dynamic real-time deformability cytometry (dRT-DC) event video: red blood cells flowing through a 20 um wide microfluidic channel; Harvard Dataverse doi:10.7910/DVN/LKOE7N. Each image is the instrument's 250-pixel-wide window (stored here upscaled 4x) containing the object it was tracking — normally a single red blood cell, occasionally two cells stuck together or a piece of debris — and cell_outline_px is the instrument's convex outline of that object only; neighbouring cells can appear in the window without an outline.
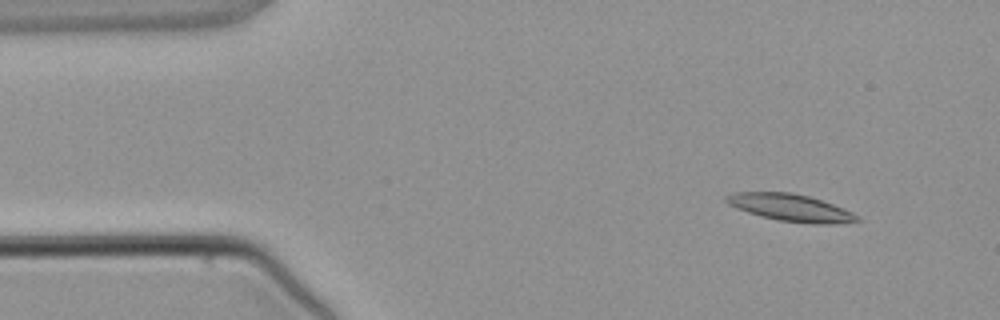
{"species": "common noctule bat (a hibernating species)", "species_latin": "Nyctalus noctula", "temperature_condition": "warm", "stored_images_in_passage": 4, "camera_frame_rate_fps": 3000, "um_per_image_px": 0.085, "animal": {"sex": "male", "body_mass_g": 21.5, "forearm_length_mm": 52.0}, "frame": {"image": 1, "passage_image": 2, "time_ms": 1.333, "image_size_px": [1000, 320], "cell_outline_px": [[860, 220], [836, 224], [812, 224], [776, 220], [760, 216], [736, 208], [728, 204], [724, 200], [724, 196], [732, 192], [788, 192], [808, 196], [844, 208], [860, 216]], "centroid_in_image_um": [67.18, 17.66], "position_along_channel_um": 17.8, "area_um2": 20.81}}
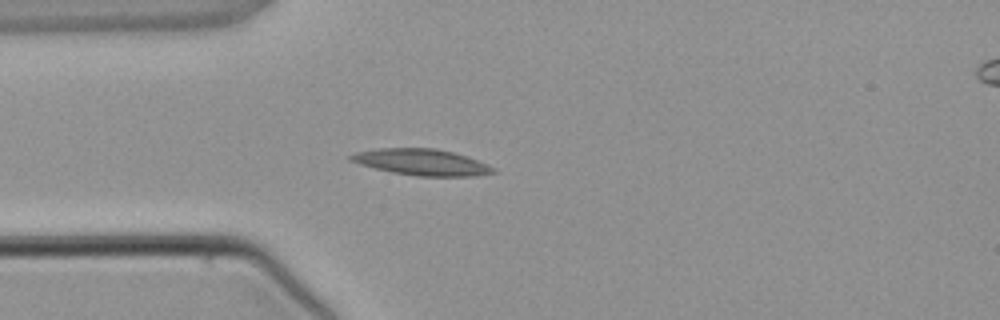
{"frame": {"image": 2, "passage_image": 4, "time_ms": 3.667, "image_size_px": [1000, 320], "cell_outline_px": [[496, 172], [476, 176], [416, 176], [392, 172], [360, 164], [348, 160], [348, 156], [356, 152], [380, 148], [436, 148], [468, 156], [488, 164], [496, 168]], "centroid_in_image_um": [35.87, 13.78], "position_along_channel_um": 49.1, "area_um2": 21.85}}